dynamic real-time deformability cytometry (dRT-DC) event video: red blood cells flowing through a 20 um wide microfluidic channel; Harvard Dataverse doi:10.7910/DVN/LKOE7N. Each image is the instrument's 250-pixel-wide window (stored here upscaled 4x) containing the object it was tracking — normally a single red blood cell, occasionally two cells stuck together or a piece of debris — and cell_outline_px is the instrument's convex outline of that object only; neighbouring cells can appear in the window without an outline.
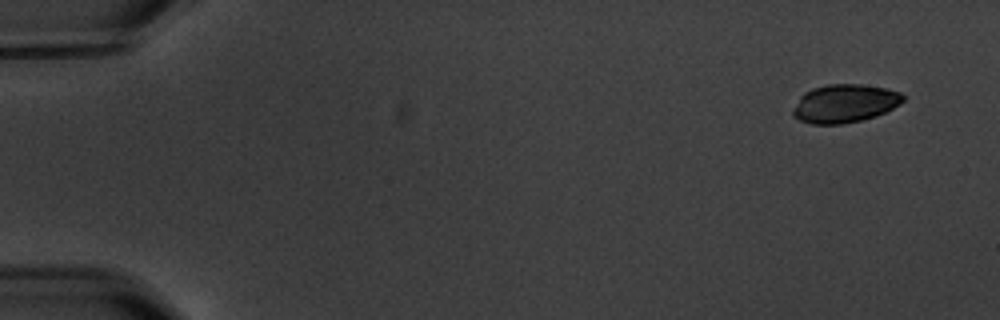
{"species": "common noctule bat (a hibernating species)", "species_latin": "Nyctalus noctula", "temperature_condition": "warm", "stored_images_in_passage": 4, "camera_frame_rate_fps": 3000, "um_per_image_px": 0.085, "animal": {"sex": "male", "body_mass_g": 20.1, "forearm_length_mm": 53.5}, "frame": {"image": 1, "passage_image": 1, "time_ms": 0.0, "image_size_px": [1000, 320], "cell_outline_px": [[904, 100], [900, 104], [876, 116], [844, 124], [812, 124], [800, 120], [792, 116], [792, 108], [800, 96], [804, 92], [812, 88], [828, 84], [860, 84], [888, 88], [900, 92], [904, 96]], "centroid_in_image_um": [71.77, 8.79], "position_along_channel_um": 13.2, "area_um2": 24.74}}